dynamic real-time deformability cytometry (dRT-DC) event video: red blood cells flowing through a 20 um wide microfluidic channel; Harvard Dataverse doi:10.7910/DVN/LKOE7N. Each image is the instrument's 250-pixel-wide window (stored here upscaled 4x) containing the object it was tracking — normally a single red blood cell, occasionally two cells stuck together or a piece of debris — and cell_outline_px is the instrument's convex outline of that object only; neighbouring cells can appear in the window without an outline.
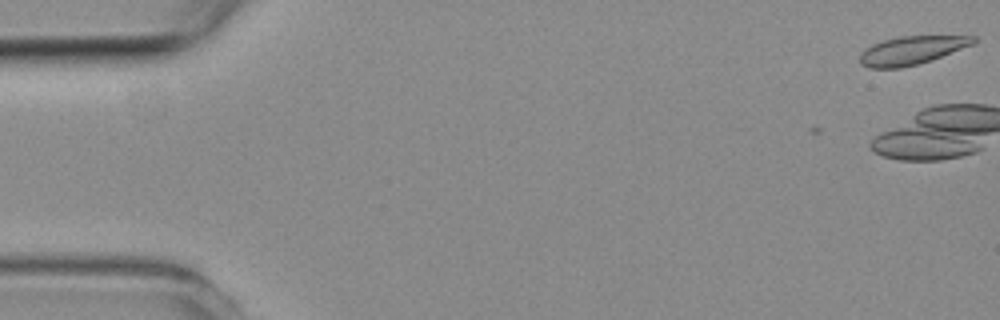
{"species": "common noctule bat (a hibernating species)", "species_latin": "Nyctalus noctula", "temperature_condition": "room temperature", "stored_images_in_passage": 5, "camera_frame_rate_fps": 3000, "um_per_image_px": 0.085, "animal": {"sex": "female", "body_mass_g": 19.3, "forearm_length_mm": 54.1}, "frame": {"image": 1, "passage_image": 1, "time_ms": 0.0, "image_size_px": [1000, 320], "cell_outline_px": [[976, 40], [972, 44], [932, 60], [900, 68], [868, 68], [860, 64], [860, 52], [872, 44], [884, 40], [900, 36], [976, 36]], "centroid_in_image_um": [77.44, 4.28], "position_along_channel_um": 7.6, "area_um2": 18.61}}